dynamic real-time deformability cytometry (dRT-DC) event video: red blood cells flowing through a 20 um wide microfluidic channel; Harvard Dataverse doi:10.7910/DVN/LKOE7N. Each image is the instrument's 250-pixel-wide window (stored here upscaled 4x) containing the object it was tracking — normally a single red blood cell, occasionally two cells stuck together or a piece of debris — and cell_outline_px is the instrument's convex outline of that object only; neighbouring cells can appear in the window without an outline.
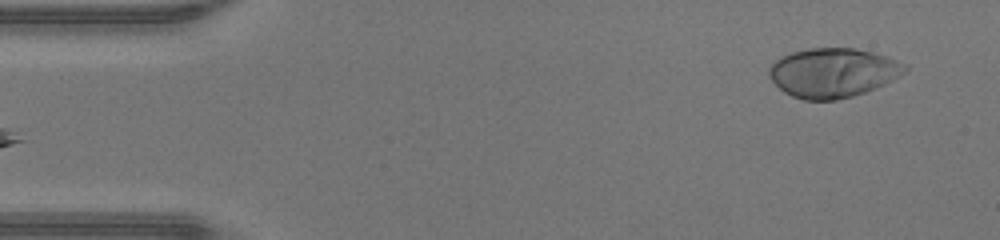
{"species": "human", "species_latin": "Homo sapiens", "temperature_condition": "warm", "stored_images_in_passage": 44, "camera_frame_rate_fps": 3000, "um_per_image_px": 0.085, "donor": {"sex": "male"}, "frame": {"image": 1, "passage_image": 1, "time_ms": 0.0, "image_size_px": [1000, 240], "cell_outline_px": [[908, 68], [904, 72], [892, 80], [876, 88], [852, 96], [836, 100], [804, 100], [792, 96], [784, 92], [768, 76], [768, 68], [780, 56], [792, 52], [808, 48], [856, 48], [872, 52], [908, 64]], "centroid_in_image_um": [70.78, 6.18], "position_along_channel_um": 14.2, "area_um2": 39.02}}
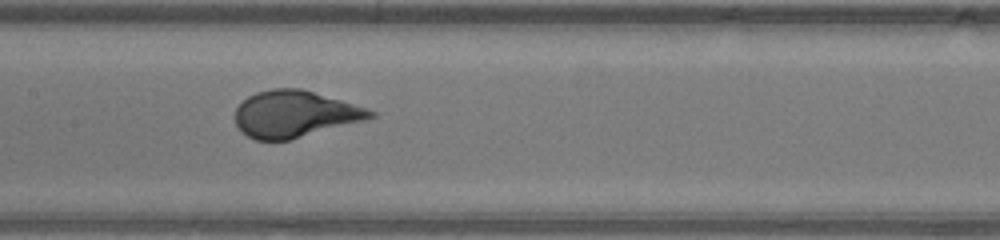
{"frame": {"image": 2, "passage_image": 20, "time_ms": 6.333, "image_size_px": [1000, 240], "cell_outline_px": [[376, 116], [364, 120], [288, 140], [256, 140], [248, 136], [236, 124], [236, 108], [248, 96], [256, 92], [272, 88], [300, 88], [340, 100], [376, 112]], "centroid_in_image_um": [25.02, 9.68], "position_along_channel_um": 182.4, "area_um2": 36.01}}
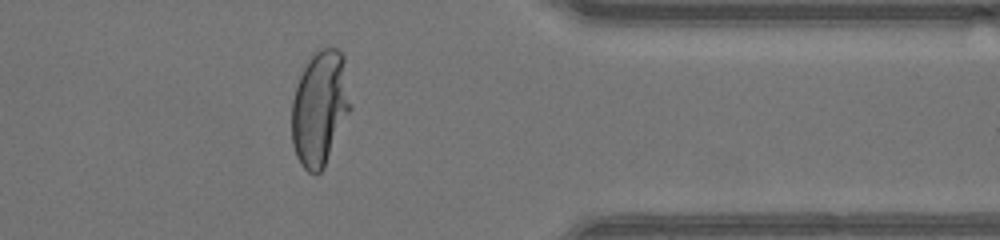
{"frame": {"image": 3, "passage_image": 35, "time_ms": 11.333, "image_size_px": [1000, 240], "cell_outline_px": [[352, 108], [324, 168], [316, 176], [308, 172], [300, 164], [296, 156], [292, 144], [292, 100], [300, 76], [308, 60], [316, 48], [336, 48], [344, 56], [352, 104]], "centroid_in_image_um": [27.21, 9.2], "position_along_channel_um": 384.2, "area_um2": 39.88}, "authors_computed_cell_mechanics": {"area_um2": 37.3099, "velocity_mm_per_s": 4.3729, "shape_relaxation_time_tau1_ms": 3.1923, "shape_relaxation_time_tau2_ms": null, "deformation_change_tau1": 0.2256, "deformation_change_tau2": null}}